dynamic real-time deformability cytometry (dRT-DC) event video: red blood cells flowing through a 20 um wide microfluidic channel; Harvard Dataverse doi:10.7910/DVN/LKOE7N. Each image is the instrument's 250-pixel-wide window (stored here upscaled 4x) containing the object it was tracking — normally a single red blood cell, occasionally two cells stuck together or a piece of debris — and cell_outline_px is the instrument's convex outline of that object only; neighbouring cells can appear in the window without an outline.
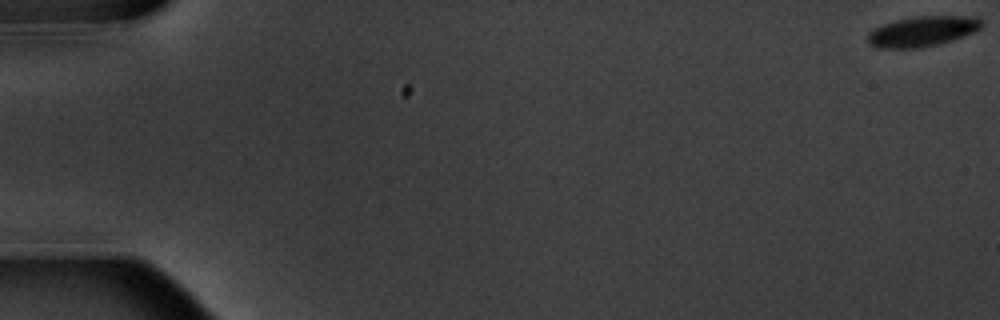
{"species": "common noctule bat (a hibernating species)", "species_latin": "Nyctalus noctula", "temperature_condition": "warm", "stored_images_in_passage": 15, "camera_frame_rate_fps": 3000, "um_per_image_px": 0.085, "animal": {"sex": "male", "body_mass_g": 20.1, "forearm_length_mm": 53.5}, "frame": {"image": 1, "passage_image": 1, "time_ms": 0.0, "image_size_px": [1000, 320], "cell_outline_px": [[984, 24], [980, 28], [972, 32], [952, 40], [920, 48], [876, 48], [868, 44], [868, 32], [872, 28], [896, 20], [916, 16], [980, 16], [984, 20]], "centroid_in_image_um": [78.4, 2.65], "position_along_channel_um": 6.6, "area_um2": 20.23}}
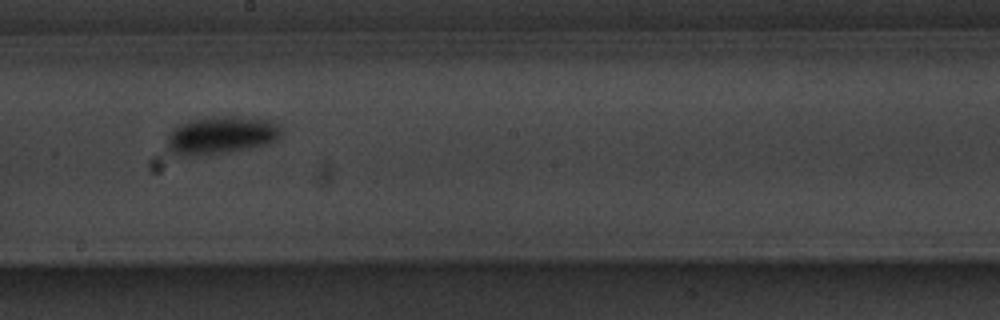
{"frame": {"image": 2, "passage_image": 10, "time_ms": 11.0, "image_size_px": [1000, 320], "cell_outline_px": [[280, 136], [276, 140], [268, 144], [252, 148], [228, 152], [196, 156], [172, 156], [168, 152], [168, 136], [180, 124], [192, 120], [228, 116], [232, 116], [268, 120], [280, 124]], "centroid_in_image_um": [18.8, 11.53], "position_along_channel_um": 229.4, "area_um2": 25.03}}
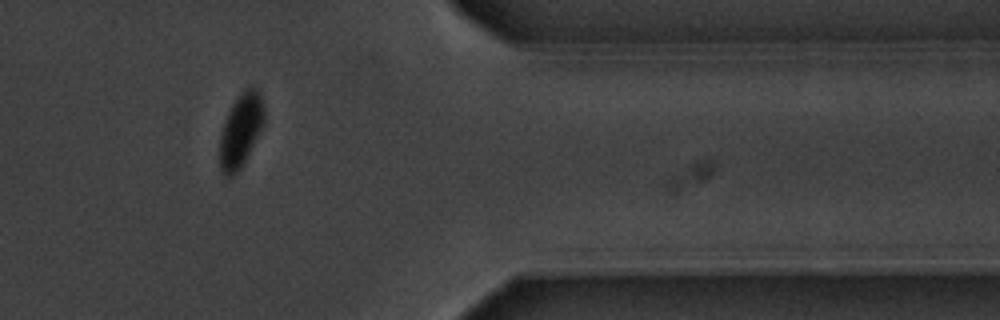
{"frame": {"image": 3, "passage_image": 14, "time_ms": 16.0, "image_size_px": [1000, 320], "cell_outline_px": [[264, 124], [240, 168], [232, 176], [224, 176], [220, 168], [220, 132], [224, 120], [232, 104], [240, 92], [244, 88], [256, 88], [260, 96], [264, 108]], "centroid_in_image_um": [20.44, 11.06], "position_along_channel_um": 391.0, "area_um2": 18.79}, "authors_computed_cell_mechanics": {"area_um2": 21.5016, "velocity_mm_per_s": 3.5681, "shape_relaxation_time_tau1_ms": 1.3868, "shape_relaxation_time_tau2_ms": null, "deformation_change_tau1": 0.0972, "deformation_change_tau2": null}}